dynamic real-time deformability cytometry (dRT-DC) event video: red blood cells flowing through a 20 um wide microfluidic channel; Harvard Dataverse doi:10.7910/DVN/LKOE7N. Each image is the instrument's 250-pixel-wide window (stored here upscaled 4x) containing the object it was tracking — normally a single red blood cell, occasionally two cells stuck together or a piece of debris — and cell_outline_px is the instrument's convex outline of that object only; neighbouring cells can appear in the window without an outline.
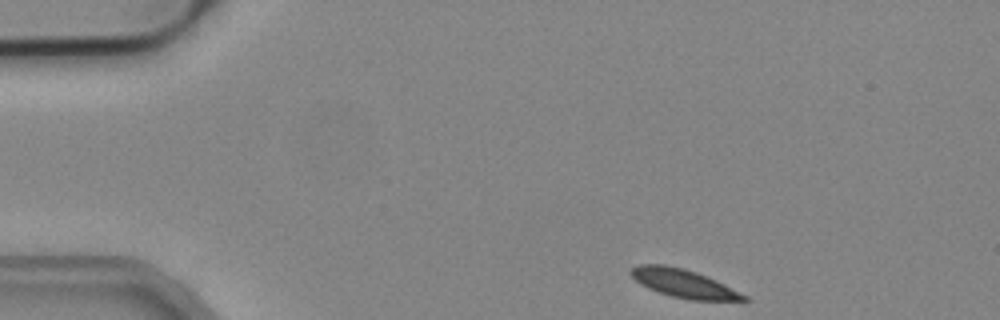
{"species": "common noctule bat (a hibernating species)", "species_latin": "Nyctalus noctula", "temperature_condition": "cold", "stored_images_in_passage": 46, "camera_frame_rate_fps": 3000, "um_per_image_px": 0.085, "animal": {"sex": "male", "body_mass_g": 19.2, "forearm_length_mm": 51.8}, "frame": {"image": 1, "passage_image": 1, "time_ms": 0.0, "image_size_px": [1000, 320], "cell_outline_px": [[748, 300], [688, 300], [672, 296], [648, 288], [640, 284], [628, 272], [632, 268], [640, 264], [664, 264], [684, 268], [696, 272], [716, 280], [748, 296]], "centroid_in_image_um": [58.09, 24.08], "position_along_channel_um": 26.9, "area_um2": 18.5}}
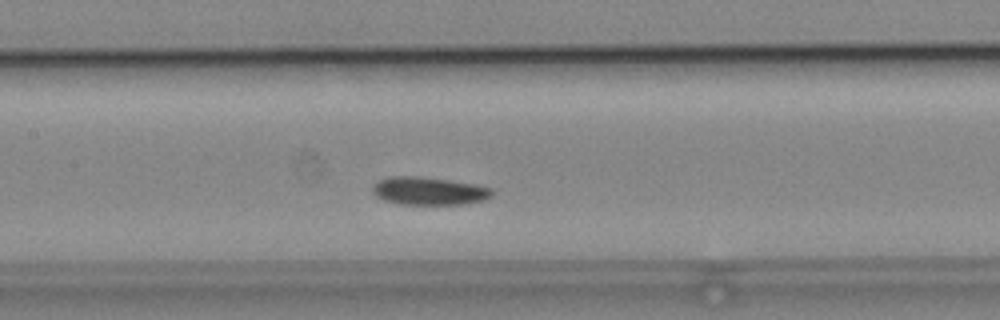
{"frame": {"image": 2, "passage_image": 18, "time_ms": 5.667, "image_size_px": [1000, 320], "cell_outline_px": [[492, 196], [484, 200], [468, 204], [400, 204], [384, 200], [376, 196], [372, 192], [372, 188], [380, 180], [388, 176], [416, 176], [448, 180], [472, 184], [492, 188]], "centroid_in_image_um": [36.46, 16.24], "position_along_channel_um": 170.9, "area_um2": 19.31}}
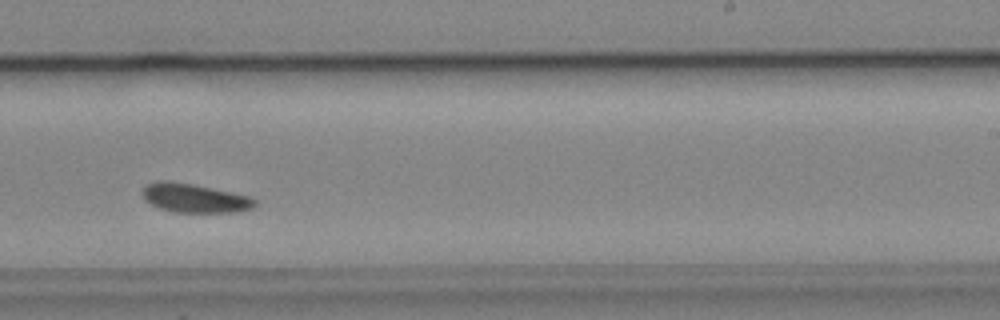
{"frame": {"image": 3, "passage_image": 26, "time_ms": 8.333, "image_size_px": [1000, 320], "cell_outline_px": [[260, 204], [252, 208], [240, 212], [172, 212], [160, 208], [144, 200], [144, 188], [148, 184], [160, 180], [192, 184], [248, 196], [256, 200]], "centroid_in_image_um": [16.59, 16.86], "position_along_channel_um": 272.4, "area_um2": 18.67}, "authors_computed_cell_mechanics": {"area_um2": 18.7272, "velocity_mm_per_s": 3.8307, "shape_relaxation_time_tau1_ms": 2.2293, "shape_relaxation_time_tau2_ms": null, "deformation_change_tau1": 0.0675, "deformation_change_tau2": null}}